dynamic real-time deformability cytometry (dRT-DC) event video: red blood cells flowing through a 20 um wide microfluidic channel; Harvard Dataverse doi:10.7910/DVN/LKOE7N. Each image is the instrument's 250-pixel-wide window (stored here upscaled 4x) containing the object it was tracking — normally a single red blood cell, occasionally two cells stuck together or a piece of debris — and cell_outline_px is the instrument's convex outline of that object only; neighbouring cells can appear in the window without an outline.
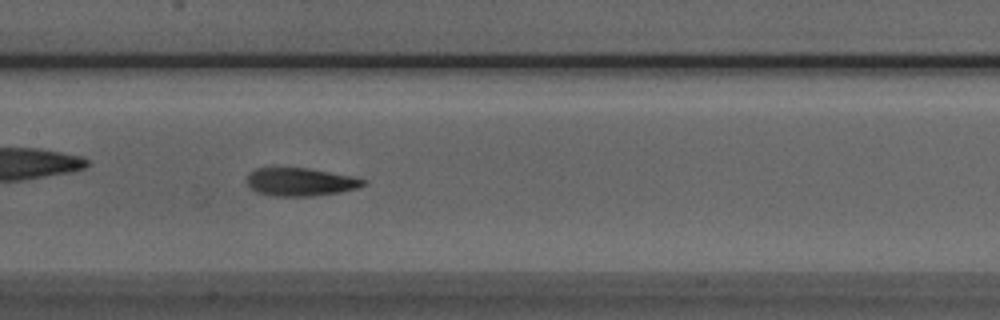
{"species": "Egyptian fruit bat (a non-hibernating species)", "species_latin": "Rousettus aegyptiacus", "temperature_condition": "room temperature", "stored_images_in_passage": 34, "camera_frame_rate_fps": 3000, "um_per_image_px": 0.085, "animal": {"sex": "male"}, "frame": {"image": 1, "passage_image": 12, "time_ms": 3.667, "image_size_px": [1000, 320], "cell_outline_px": [[368, 184], [356, 188], [340, 192], [312, 196], [272, 196], [256, 192], [244, 180], [248, 172], [256, 168], [308, 168], [352, 176], [368, 180]], "centroid_in_image_um": [25.52, 15.46], "position_along_channel_um": 181.9, "area_um2": 19.25}}
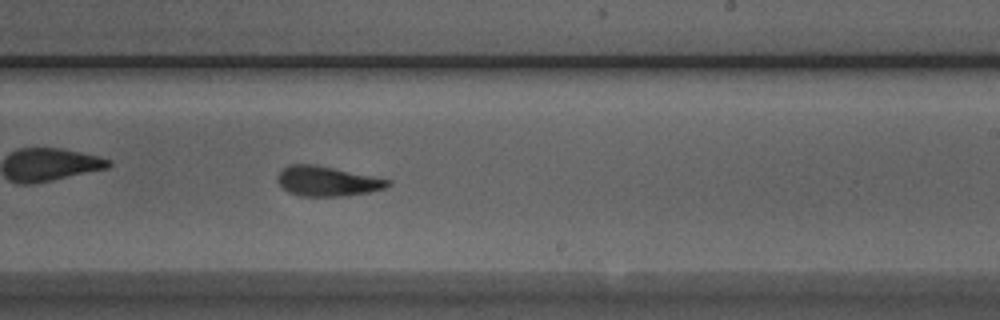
{"frame": {"image": 2, "passage_image": 18, "time_ms": 5.667, "image_size_px": [1000, 320], "cell_outline_px": [[392, 184], [384, 188], [368, 192], [340, 196], [300, 196], [288, 192], [276, 180], [276, 176], [288, 164], [316, 164], [392, 180]], "centroid_in_image_um": [27.8, 15.39], "position_along_channel_um": 261.2, "area_um2": 19.19}}
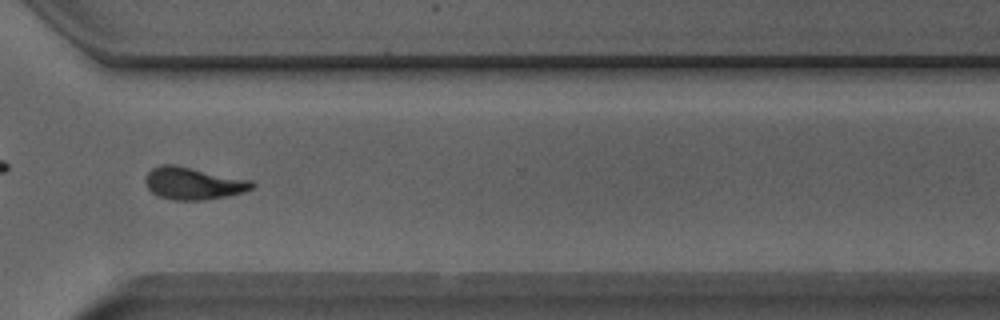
{"frame": {"image": 3, "passage_image": 25, "time_ms": 8.0, "image_size_px": [1000, 320], "cell_outline_px": [[256, 184], [252, 188], [244, 192], [204, 200], [172, 200], [160, 196], [152, 192], [148, 188], [144, 180], [144, 176], [152, 168], [160, 164], [176, 164], [252, 180]], "centroid_in_image_um": [16.41, 15.56], "position_along_channel_um": 354.2, "area_um2": 20.23}, "authors_computed_cell_mechanics": {"area_um2": 19.363, "velocity_mm_per_s": 3.9774, "shape_relaxation_time_tau1_ms": 3.8448, "shape_relaxation_time_tau2_ms": 2.2884, "deformation_change_tau1": 0.1597, "deformation_change_tau2": 0.1024}}